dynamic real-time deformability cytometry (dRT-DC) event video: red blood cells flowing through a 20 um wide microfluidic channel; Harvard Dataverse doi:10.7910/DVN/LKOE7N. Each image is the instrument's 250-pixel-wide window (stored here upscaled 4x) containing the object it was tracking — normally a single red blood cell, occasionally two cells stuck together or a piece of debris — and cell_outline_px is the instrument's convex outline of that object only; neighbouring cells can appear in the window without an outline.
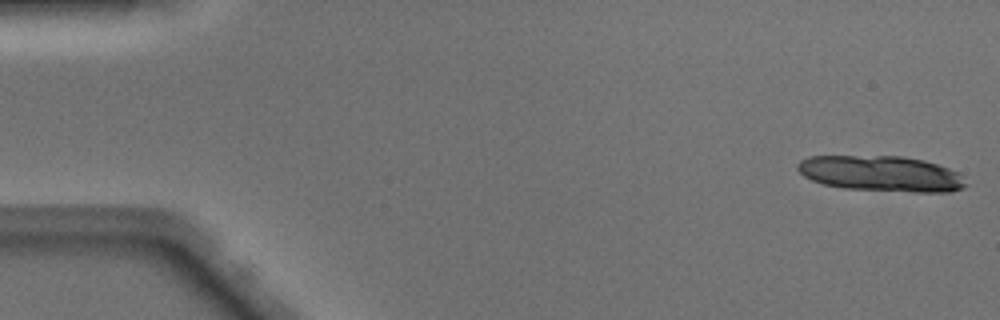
{"species": "Egyptian fruit bat (a non-hibernating species)", "species_latin": "Rousettus aegyptiacus", "temperature_condition": "warm", "stored_images_in_passage": 13, "camera_frame_rate_fps": 3000, "um_per_image_px": 0.085, "animal": {"sex": "male"}, "frame": {"image": 1, "passage_image": 1, "time_ms": 0.0, "image_size_px": [1000, 320], "cell_outline_px": [[968, 184], [964, 188], [952, 192], [916, 192], [844, 188], [824, 184], [812, 180], [804, 176], [796, 168], [796, 164], [800, 160], [808, 156], [904, 156], [924, 160], [948, 168], [956, 172]], "centroid_in_image_um": [74.89, 14.75], "position_along_channel_um": 10.1, "area_um2": 34.97}}